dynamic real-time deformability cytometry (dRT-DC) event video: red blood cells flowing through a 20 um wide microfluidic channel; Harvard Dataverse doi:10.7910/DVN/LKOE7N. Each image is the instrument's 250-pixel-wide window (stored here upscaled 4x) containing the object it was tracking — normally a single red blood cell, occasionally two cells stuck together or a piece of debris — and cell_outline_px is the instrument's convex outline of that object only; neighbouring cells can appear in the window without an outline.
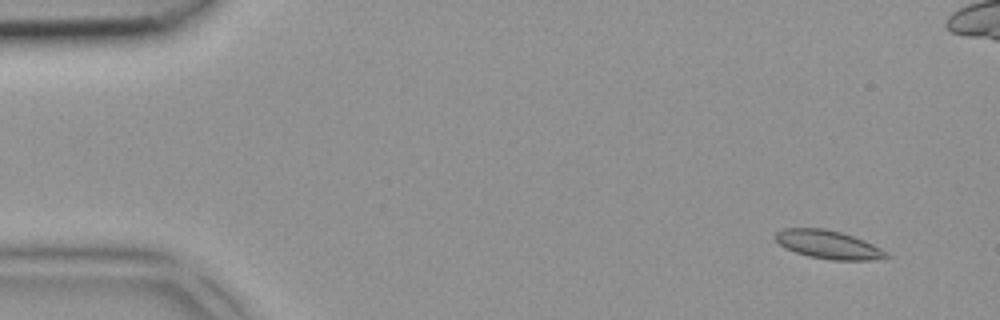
{"species": "common noctule bat (a hibernating species)", "species_latin": "Nyctalus noctula", "temperature_condition": "room temperature", "stored_images_in_passage": 6, "camera_frame_rate_fps": 3000, "um_per_image_px": 0.085, "animal": {"sex": "female", "body_mass_g": 18.4}, "frame": {"image": 1, "passage_image": 2, "time_ms": 0.333, "image_size_px": [1000, 320], "cell_outline_px": [[892, 256], [868, 260], [832, 260], [808, 256], [784, 248], [776, 240], [776, 232], [784, 228], [824, 228], [840, 232], [864, 240], [880, 248]], "centroid_in_image_um": [70.39, 20.79], "position_along_channel_um": 14.6, "area_um2": 18.15}}